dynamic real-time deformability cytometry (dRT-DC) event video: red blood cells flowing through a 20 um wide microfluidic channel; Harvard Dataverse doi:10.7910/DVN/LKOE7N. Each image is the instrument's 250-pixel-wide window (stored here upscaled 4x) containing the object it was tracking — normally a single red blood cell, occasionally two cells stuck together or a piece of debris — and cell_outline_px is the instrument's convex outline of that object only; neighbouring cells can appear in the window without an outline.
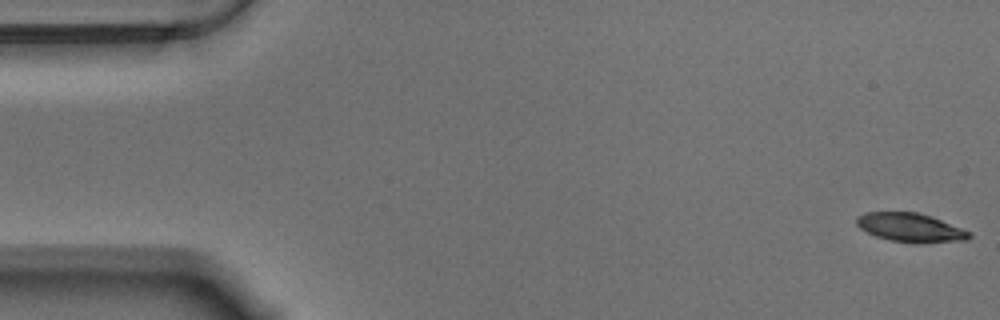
{"species": "Egyptian fruit bat (a non-hibernating species)", "species_latin": "Rousettus aegyptiacus", "temperature_condition": "warm", "stored_images_in_passage": 57, "camera_frame_rate_fps": 3000, "um_per_image_px": 0.085, "animal": {"sex": "male"}, "frame": {"image": 1, "passage_image": 1, "time_ms": 0.0, "image_size_px": [1000, 320], "cell_outline_px": [[972, 236], [968, 240], [888, 240], [876, 236], [860, 228], [856, 224], [856, 216], [864, 212], [916, 212], [940, 220], [972, 232]], "centroid_in_image_um": [77.31, 19.29], "position_along_channel_um": 7.7, "area_um2": 17.86}}
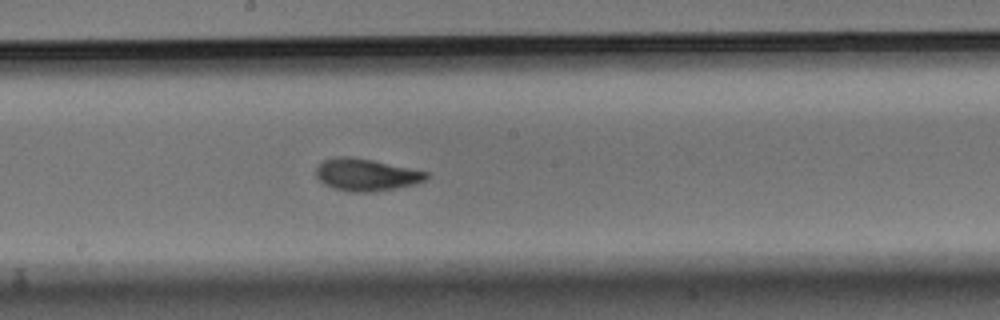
{"frame": {"image": 2, "passage_image": 30, "time_ms": 9.667, "image_size_px": [1000, 320], "cell_outline_px": [[428, 180], [416, 184], [396, 188], [372, 192], [348, 192], [332, 188], [324, 184], [316, 176], [316, 168], [324, 160], [336, 156], [352, 156], [372, 160], [428, 172]], "centroid_in_image_um": [31.12, 14.86], "position_along_channel_um": 217.1, "area_um2": 20.81}}
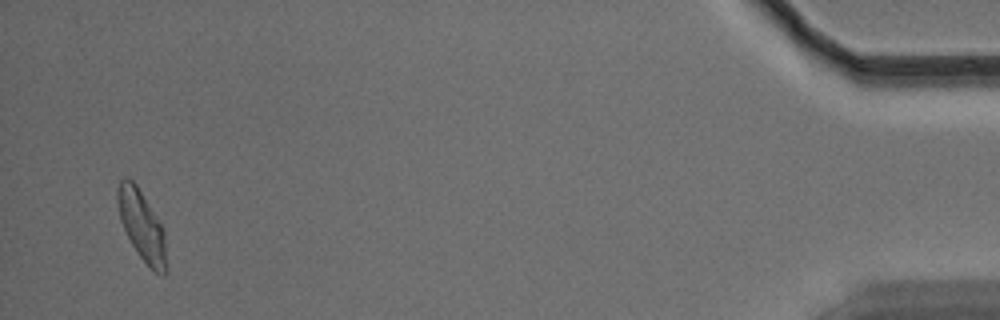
{"frame": {"image": 3, "passage_image": 55, "time_ms": 18.0, "image_size_px": [1000, 320], "cell_outline_px": [[168, 272], [164, 276], [156, 272], [140, 256], [132, 244], [120, 220], [116, 196], [116, 188], [120, 180], [124, 176], [132, 180], [136, 184], [160, 224], [164, 232]], "centroid_in_image_um": [12.04, 19.17], "position_along_channel_um": 423.2, "area_um2": 19.59}, "authors_computed_cell_mechanics": {"area_um2": 19.7676, "velocity_mm_per_s": 3.5105, "shape_relaxation_time_tau1_ms": 3.3268, "shape_relaxation_time_tau2_ms": 1.5554, "deformation_change_tau1": 0.166, "deformation_change_tau2": 0.0654}}